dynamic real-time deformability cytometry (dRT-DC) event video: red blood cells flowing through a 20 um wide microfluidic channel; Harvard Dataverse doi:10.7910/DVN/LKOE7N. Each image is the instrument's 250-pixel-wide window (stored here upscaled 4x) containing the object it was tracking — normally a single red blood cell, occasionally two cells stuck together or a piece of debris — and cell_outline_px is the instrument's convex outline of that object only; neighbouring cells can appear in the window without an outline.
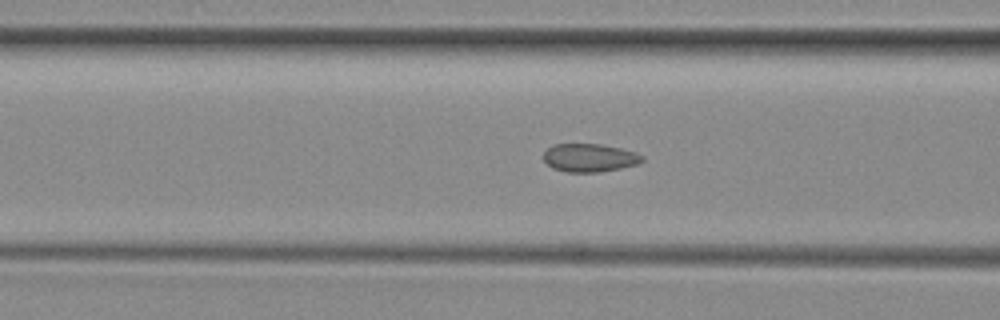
{"species": "common noctule bat (a hibernating species)", "species_latin": "Nyctalus noctula", "temperature_condition": "room temperature", "stored_images_in_passage": 46, "camera_frame_rate_fps": 3000, "um_per_image_px": 0.085, "animal": {"sex": "female", "body_mass_g": 29.2, "forearm_length_mm": 56.3}, "frame": {"image": 1, "passage_image": 19, "time_ms": 6.0, "image_size_px": [1000, 320], "cell_outline_px": [[644, 160], [636, 164], [620, 168], [600, 172], [568, 172], [552, 168], [544, 160], [544, 152], [552, 144], [600, 144], [620, 148], [636, 152], [644, 156]], "centroid_in_image_um": [50.11, 13.4], "position_along_channel_um": 116.5, "area_um2": 16.18}}
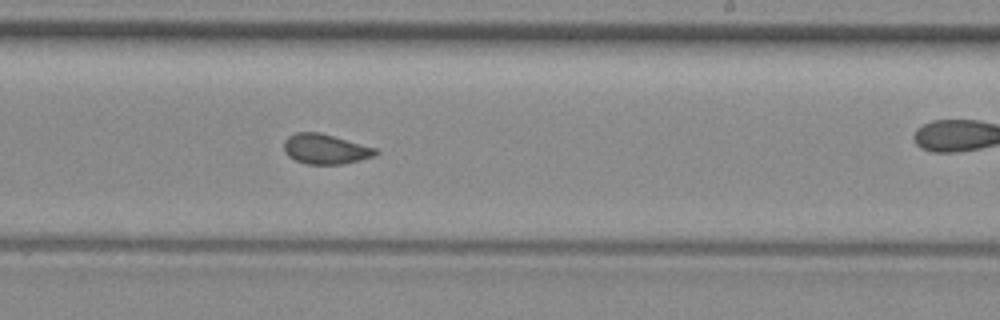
{"frame": {"image": 2, "passage_image": 30, "time_ms": 9.667, "image_size_px": [1000, 320], "cell_outline_px": [[380, 152], [376, 156], [344, 164], [308, 164], [296, 160], [288, 156], [284, 148], [284, 140], [288, 136], [296, 132], [320, 132], [376, 148]], "centroid_in_image_um": [27.68, 12.67], "position_along_channel_um": 261.3, "area_um2": 16.07}}
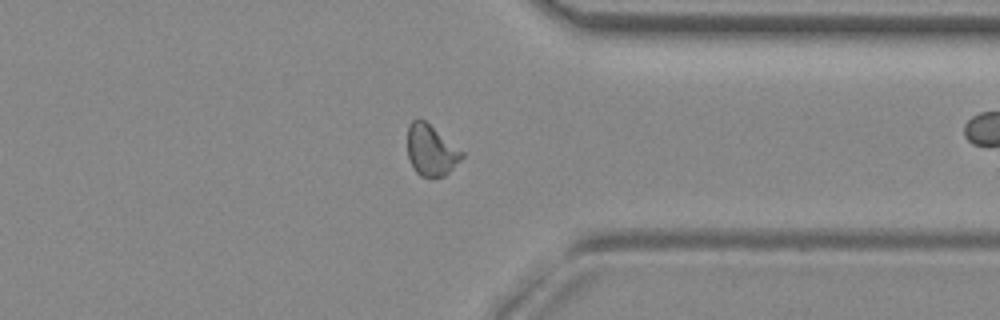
{"frame": {"image": 3, "passage_image": 39, "time_ms": 12.667, "image_size_px": [1000, 320], "cell_outline_px": [[464, 156], [444, 176], [432, 180], [420, 176], [416, 172], [408, 156], [408, 124], [416, 116], [424, 120], [464, 152]], "centroid_in_image_um": [36.63, 12.79], "position_along_channel_um": 374.8, "area_um2": 16.3}, "authors_computed_cell_mechanics": {"area_um2": 16.473, "velocity_mm_per_s": 3.9532, "shape_relaxation_time_tau1_ms": null, "shape_relaxation_time_tau2_ms": 0.8837, "deformation_change_tau1": null, "deformation_change_tau2": 0.0572}}